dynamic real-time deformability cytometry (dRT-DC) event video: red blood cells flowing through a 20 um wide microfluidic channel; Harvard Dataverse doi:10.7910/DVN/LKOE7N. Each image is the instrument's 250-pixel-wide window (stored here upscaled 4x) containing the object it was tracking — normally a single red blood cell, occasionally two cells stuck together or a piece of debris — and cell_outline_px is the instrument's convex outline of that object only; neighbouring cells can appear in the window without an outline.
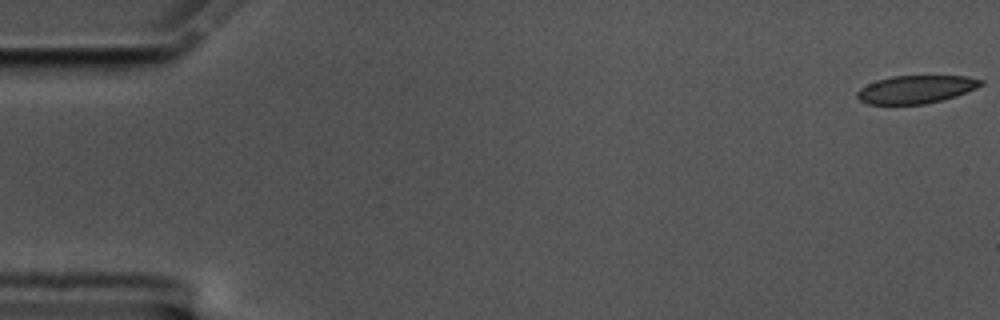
{"species": "common noctule bat (a hibernating species)", "species_latin": "Nyctalus noctula", "temperature_condition": "cold", "stored_images_in_passage": 9, "camera_frame_rate_fps": 3000, "um_per_image_px": 0.085, "animal": {"sex": "male", "body_mass_g": 17.5, "forearm_length_mm": 52.3}, "frame": {"image": 1, "passage_image": 1, "time_ms": 0.0, "image_size_px": [1000, 320], "cell_outline_px": [[984, 84], [976, 88], [956, 96], [924, 104], [868, 104], [860, 100], [856, 96], [856, 92], [860, 88], [876, 80], [892, 76], [968, 76], [984, 80]], "centroid_in_image_um": [77.86, 7.59], "position_along_channel_um": 7.1, "area_um2": 20.11}}